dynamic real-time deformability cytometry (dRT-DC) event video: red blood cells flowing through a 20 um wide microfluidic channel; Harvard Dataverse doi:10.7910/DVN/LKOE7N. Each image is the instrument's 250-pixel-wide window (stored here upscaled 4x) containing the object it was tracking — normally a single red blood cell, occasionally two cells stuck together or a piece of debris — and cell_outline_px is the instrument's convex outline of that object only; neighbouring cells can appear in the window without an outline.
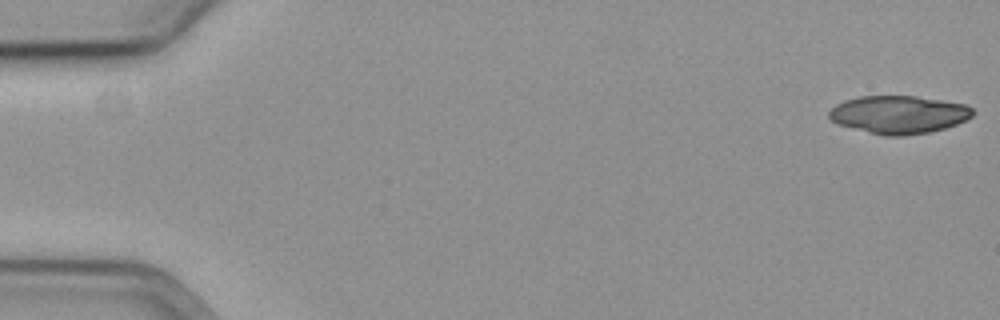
{"species": "common noctule bat (a hibernating species)", "species_latin": "Nyctalus noctula", "temperature_condition": "cold", "stored_images_in_passage": 13, "camera_frame_rate_fps": 3000, "um_per_image_px": 0.085, "animal": {"sex": "female", "body_mass_g": 19.3, "forearm_length_mm": 54.1}, "frame": {"image": 1, "passage_image": 1, "time_ms": 0.0, "image_size_px": [1000, 320], "cell_outline_px": [[972, 116], [956, 124], [944, 128], [928, 132], [900, 136], [884, 136], [836, 124], [828, 116], [828, 112], [836, 104], [844, 100], [860, 96], [916, 96], [964, 104], [972, 108]], "centroid_in_image_um": [76.34, 9.74], "position_along_channel_um": 8.7, "area_um2": 31.56}}